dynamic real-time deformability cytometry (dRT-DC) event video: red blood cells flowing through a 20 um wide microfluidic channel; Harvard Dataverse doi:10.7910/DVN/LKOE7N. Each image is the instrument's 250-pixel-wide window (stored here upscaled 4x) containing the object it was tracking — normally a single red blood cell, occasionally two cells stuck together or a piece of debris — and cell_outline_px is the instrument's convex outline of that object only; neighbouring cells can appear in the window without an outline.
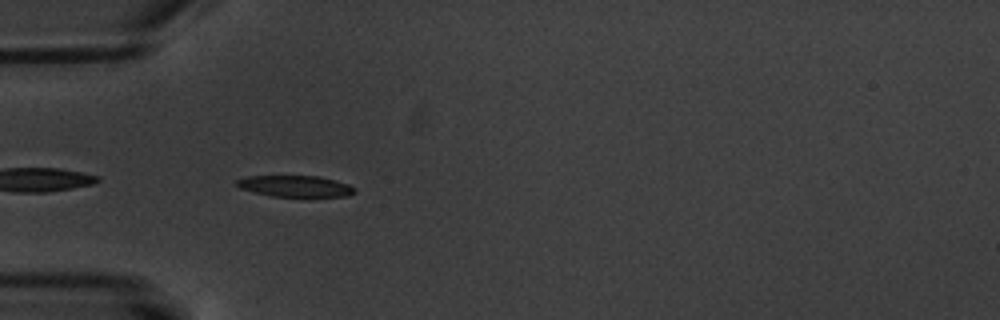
{"species": "common noctule bat (a hibernating species)", "species_latin": "Nyctalus noctula", "temperature_condition": "warm", "stored_images_in_passage": 3, "camera_frame_rate_fps": 3000, "um_per_image_px": 0.085, "animal": {"sex": "male", "body_mass_g": 20.1, "forearm_length_mm": 53.5}, "frame": {"image": 1, "passage_image": 1, "time_ms": 0.0, "image_size_px": [1000, 320], "cell_outline_px": [[356, 192], [348, 196], [272, 196], [240, 188], [236, 184], [236, 180], [248, 176], [320, 176], [336, 180], [348, 184], [356, 188]], "centroid_in_image_um": [25.14, 15.81], "position_along_channel_um": 59.9, "area_um2": 14.51}}